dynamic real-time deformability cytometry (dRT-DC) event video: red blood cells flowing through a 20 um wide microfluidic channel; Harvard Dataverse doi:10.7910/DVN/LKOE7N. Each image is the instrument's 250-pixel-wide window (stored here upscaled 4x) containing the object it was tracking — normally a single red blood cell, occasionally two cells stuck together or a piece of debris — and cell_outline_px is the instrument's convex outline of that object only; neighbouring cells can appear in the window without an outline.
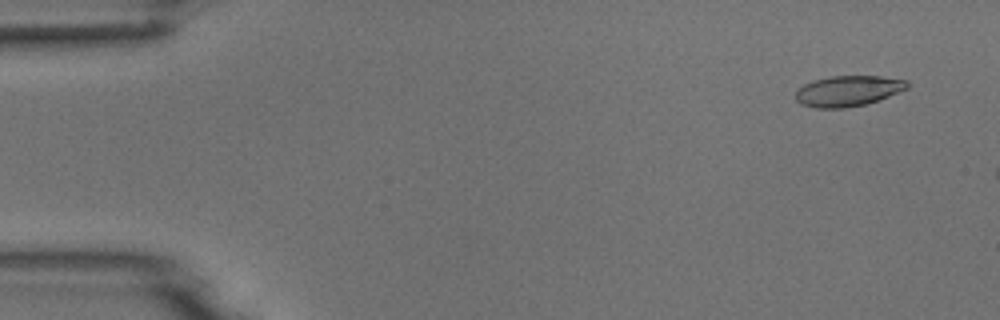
{"species": "common noctule bat (a hibernating species)", "species_latin": "Nyctalus noctula", "temperature_condition": "room temperature", "stored_images_in_passage": 3, "camera_frame_rate_fps": 3000, "um_per_image_px": 0.085, "animal": {"sex": "male", "body_mass_g": 18.8}, "frame": {"image": 1, "passage_image": 1, "time_ms": 0.0, "image_size_px": [1000, 320], "cell_outline_px": [[908, 88], [888, 96], [864, 104], [844, 108], [816, 108], [800, 104], [796, 100], [796, 88], [812, 80], [828, 76], [880, 76], [908, 80]], "centroid_in_image_um": [72.03, 7.72], "position_along_channel_um": 13.0, "area_um2": 19.94}}